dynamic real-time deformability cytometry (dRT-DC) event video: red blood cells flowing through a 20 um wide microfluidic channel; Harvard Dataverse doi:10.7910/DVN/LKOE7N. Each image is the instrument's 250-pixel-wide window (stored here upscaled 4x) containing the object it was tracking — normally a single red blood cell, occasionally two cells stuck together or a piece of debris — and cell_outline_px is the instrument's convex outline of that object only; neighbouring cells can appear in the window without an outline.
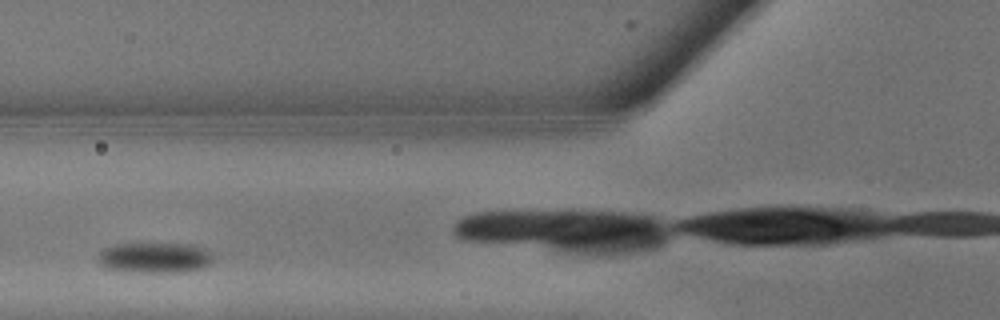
{"species": "common noctule bat (a hibernating species)", "species_latin": "Nyctalus noctula", "temperature_condition": "warm", "stored_images_in_passage": 7, "camera_frame_rate_fps": 3000, "um_per_image_px": 0.085, "animal": {"sex": "male", "body_mass_g": 13.3}, "frame": {"image": 1, "passage_image": 5, "time_ms": 1.333, "image_size_px": [1000, 320], "cell_outline_px": [[212, 260], [204, 268], [184, 272], [140, 272], [104, 268], [96, 260], [96, 256], [104, 248], [112, 244], [196, 244], [212, 252]], "centroid_in_image_um": [13.15, 21.9], "position_along_channel_um": 112.7, "area_um2": 20.69}}